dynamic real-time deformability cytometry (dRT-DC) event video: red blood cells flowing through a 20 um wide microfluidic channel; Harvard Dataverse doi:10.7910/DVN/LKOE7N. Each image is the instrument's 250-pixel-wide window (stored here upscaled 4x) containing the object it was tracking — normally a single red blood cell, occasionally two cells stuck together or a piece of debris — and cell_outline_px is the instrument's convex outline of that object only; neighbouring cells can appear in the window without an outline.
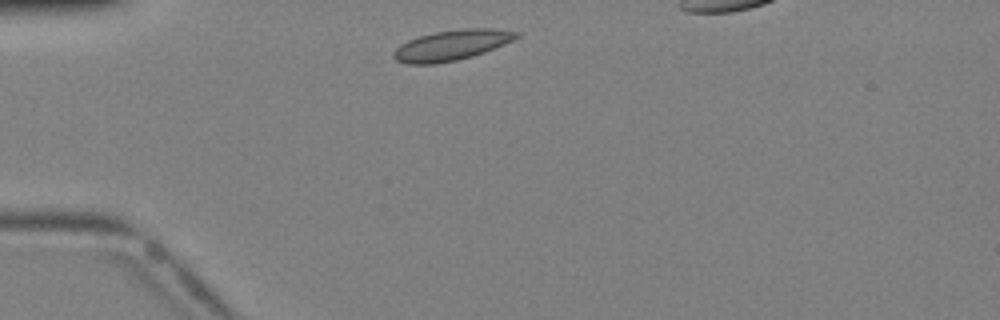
{"species": "Egyptian fruit bat (a non-hibernating species)", "species_latin": "Rousettus aegyptiacus", "temperature_condition": "warm", "stored_images_in_passage": 6, "camera_frame_rate_fps": 3000, "um_per_image_px": 0.085, "animal": {"sex": "female"}, "frame": {"image": 1, "passage_image": 1, "time_ms": 0.0, "image_size_px": [1000, 320], "cell_outline_px": [[520, 36], [504, 44], [484, 52], [472, 56], [456, 60], [436, 64], [408, 64], [396, 60], [392, 56], [392, 52], [400, 44], [408, 40], [420, 36], [436, 32], [464, 28], [492, 28], [520, 32]], "centroid_in_image_um": [38.37, 3.84], "position_along_channel_um": 46.6, "area_um2": 21.68}}